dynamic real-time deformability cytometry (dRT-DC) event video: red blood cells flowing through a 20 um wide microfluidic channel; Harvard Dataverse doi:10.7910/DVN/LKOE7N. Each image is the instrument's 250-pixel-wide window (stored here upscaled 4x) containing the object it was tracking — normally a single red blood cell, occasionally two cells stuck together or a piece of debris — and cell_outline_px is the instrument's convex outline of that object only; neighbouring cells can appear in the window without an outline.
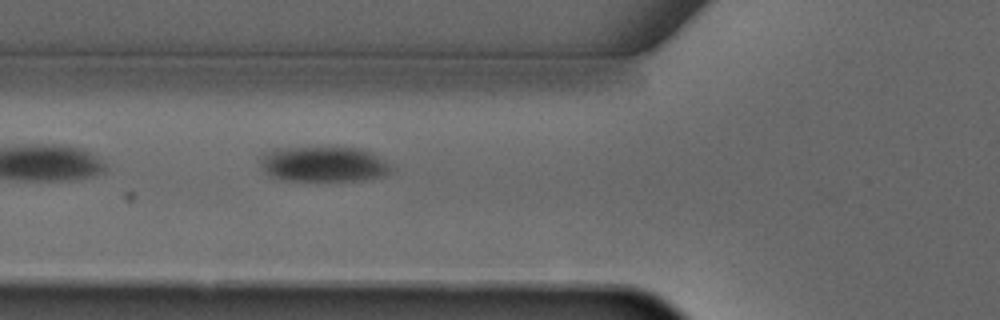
{"species": "common noctule bat (a hibernating species)", "species_latin": "Nyctalus noctula", "temperature_condition": "warm", "stored_images_in_passage": 5, "camera_frame_rate_fps": 3000, "um_per_image_px": 0.085, "animal": {"sex": "male", "forearm_length_mm": 52.5}, "frame": {"image": 1, "passage_image": 5, "time_ms": 4.667, "image_size_px": [1000, 320], "cell_outline_px": [[392, 168], [384, 176], [364, 180], [288, 180], [272, 176], [264, 168], [260, 160], [272, 148], [360, 148], [372, 152], [384, 160]], "centroid_in_image_um": [27.56, 13.95], "position_along_channel_um": 98.2, "area_um2": 26.3}}